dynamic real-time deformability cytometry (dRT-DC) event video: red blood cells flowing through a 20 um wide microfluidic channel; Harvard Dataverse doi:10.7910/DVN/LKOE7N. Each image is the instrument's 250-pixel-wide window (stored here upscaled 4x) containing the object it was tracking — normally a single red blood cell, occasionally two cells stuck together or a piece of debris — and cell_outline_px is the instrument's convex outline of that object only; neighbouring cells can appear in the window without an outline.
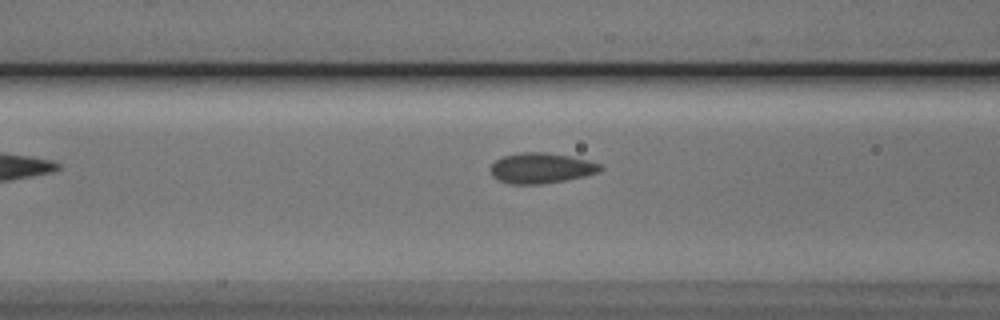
{"species": "Egyptian fruit bat (a non-hibernating species)", "species_latin": "Rousettus aegyptiacus", "temperature_condition": "cold", "stored_images_in_passage": 6, "camera_frame_rate_fps": 3000, "um_per_image_px": 0.085, "animal": {"sex": "male"}, "frame": {"image": 1, "passage_image": 5, "time_ms": 1.333, "image_size_px": [1000, 320], "cell_outline_px": [[604, 168], [600, 172], [584, 176], [564, 180], [540, 184], [512, 184], [496, 180], [492, 176], [492, 164], [496, 160], [504, 156], [520, 152], [544, 152], [568, 156], [588, 160], [600, 164]], "centroid_in_image_um": [46.0, 14.29], "position_along_channel_um": 120.6, "area_um2": 19.36}}